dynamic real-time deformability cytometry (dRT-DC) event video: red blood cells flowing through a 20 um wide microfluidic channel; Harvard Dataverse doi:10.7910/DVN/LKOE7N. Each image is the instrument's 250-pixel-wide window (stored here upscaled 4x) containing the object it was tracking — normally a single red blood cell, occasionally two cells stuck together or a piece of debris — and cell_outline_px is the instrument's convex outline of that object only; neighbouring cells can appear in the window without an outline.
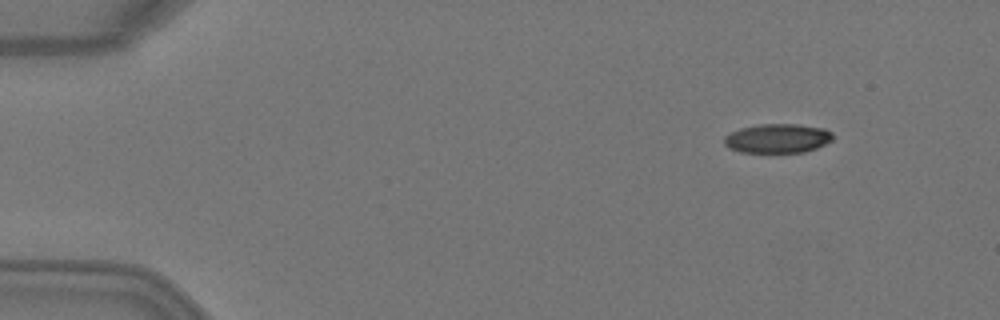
{"species": "Egyptian fruit bat (a non-hibernating species)", "species_latin": "Rousettus aegyptiacus", "temperature_condition": "warm", "stored_images_in_passage": 5, "camera_frame_rate_fps": 3000, "um_per_image_px": 0.085, "animal": {"sex": "female"}, "frame": {"image": 1, "passage_image": 2, "time_ms": 0.333, "image_size_px": [1000, 320], "cell_outline_px": [[832, 140], [816, 148], [804, 152], [740, 152], [728, 148], [724, 144], [724, 136], [740, 128], [760, 124], [800, 124], [824, 128], [832, 132]], "centroid_in_image_um": [66.08, 11.76], "position_along_channel_um": 18.9, "area_um2": 18.5}}
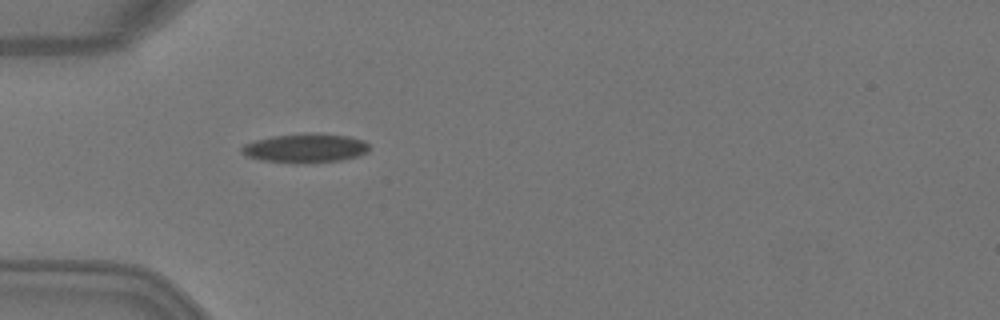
{"frame": {"image": 2, "passage_image": 5, "time_ms": 1.333, "image_size_px": [1000, 320], "cell_outline_px": [[368, 152], [356, 156], [340, 160], [304, 164], [292, 164], [260, 160], [244, 156], [240, 152], [240, 148], [244, 144], [256, 140], [272, 136], [312, 132], [316, 132], [348, 136], [364, 140], [368, 144]], "centroid_in_image_um": [25.91, 12.6], "position_along_channel_um": 59.1, "area_um2": 22.08}}